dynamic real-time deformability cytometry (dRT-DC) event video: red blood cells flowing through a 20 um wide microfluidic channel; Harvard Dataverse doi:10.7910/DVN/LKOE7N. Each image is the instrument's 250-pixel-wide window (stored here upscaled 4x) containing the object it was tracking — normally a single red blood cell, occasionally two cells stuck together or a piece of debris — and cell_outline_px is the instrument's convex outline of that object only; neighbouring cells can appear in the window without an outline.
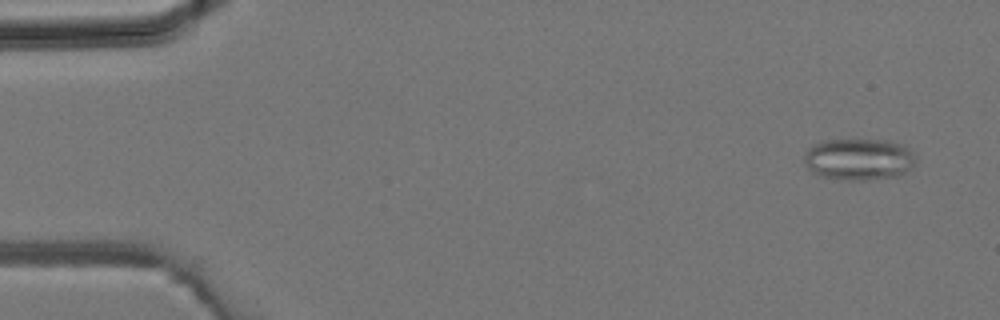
{"species": "common noctule bat (a hibernating species)", "species_latin": "Nyctalus noctula", "temperature_condition": "room temperature", "stored_images_in_passage": 4, "camera_frame_rate_fps": 3000, "um_per_image_px": 0.085, "animal": {"sex": "male", "body_mass_g": 19.2, "forearm_length_mm": 51.8}, "frame": {"image": 1, "passage_image": 1, "time_ms": 0.0, "image_size_px": [1000, 320], "cell_outline_px": [[916, 164], [904, 172], [896, 176], [868, 180], [848, 180], [824, 176], [812, 172], [808, 168], [804, 160], [804, 156], [808, 148], [812, 144], [824, 140], [888, 140], [904, 144], [916, 156]], "centroid_in_image_um": [73.02, 13.52], "position_along_channel_um": 12.0, "area_um2": 27.17}}